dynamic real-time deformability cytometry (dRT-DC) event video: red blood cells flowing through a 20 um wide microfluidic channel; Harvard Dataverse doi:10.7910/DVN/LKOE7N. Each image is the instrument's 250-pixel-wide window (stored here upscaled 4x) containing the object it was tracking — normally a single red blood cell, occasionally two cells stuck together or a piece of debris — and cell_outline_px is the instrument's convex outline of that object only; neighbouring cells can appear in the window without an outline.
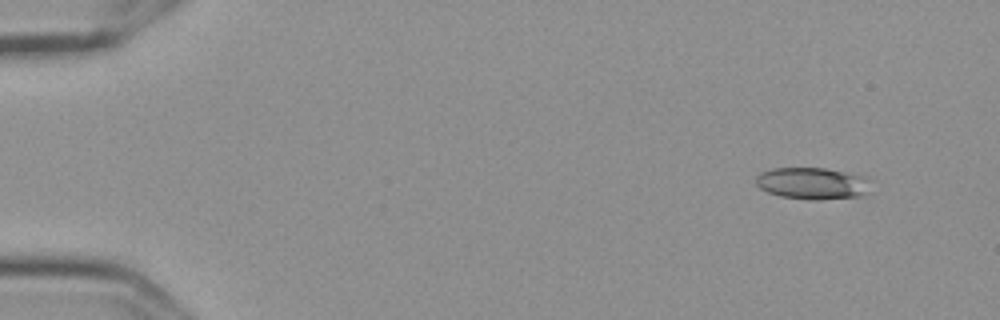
{"species": "Egyptian fruit bat (a non-hibernating species)", "species_latin": "Rousettus aegyptiacus", "temperature_condition": "cold", "stored_images_in_passage": 53, "camera_frame_rate_fps": 3000, "um_per_image_px": 0.085, "frame": {"image": 1, "passage_image": 1, "time_ms": 0.0, "image_size_px": [1000, 320], "cell_outline_px": [[872, 180], [868, 192], [860, 196], [820, 200], [812, 200], [780, 196], [768, 192], [760, 188], [756, 184], [756, 176], [760, 172], [772, 168], [824, 168], [844, 172], [860, 176]], "centroid_in_image_um": [69.05, 15.59], "position_along_channel_um": 16.0, "area_um2": 21.33}}
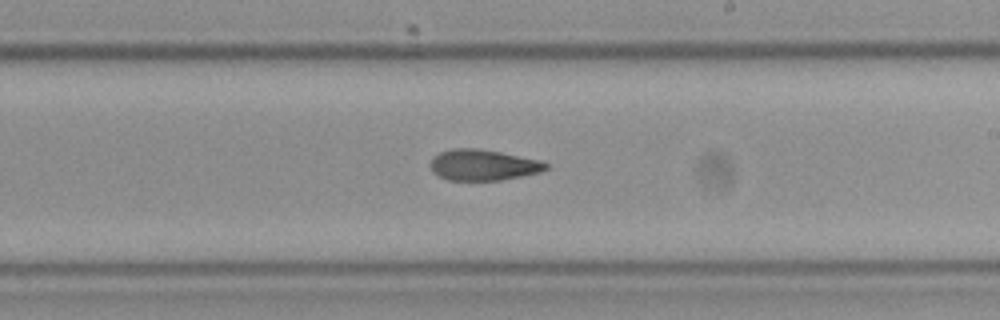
{"frame": {"image": 2, "passage_image": 30, "time_ms": 9.667, "image_size_px": [1000, 320], "cell_outline_px": [[548, 168], [540, 172], [500, 180], [448, 180], [432, 172], [432, 160], [440, 152], [452, 148], [476, 148], [500, 152], [540, 160], [548, 164]], "centroid_in_image_um": [41.08, 14.02], "position_along_channel_um": 247.9, "area_um2": 20.52}}
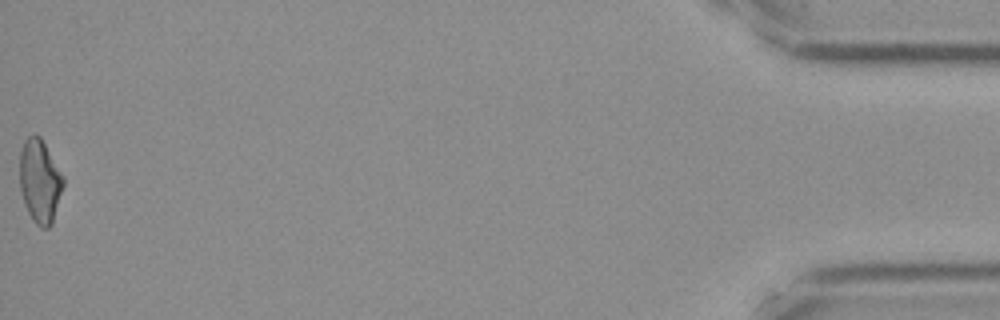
{"frame": {"image": 3, "passage_image": 53, "time_ms": 17.333, "image_size_px": [1000, 320], "cell_outline_px": [[64, 184], [52, 224], [48, 228], [40, 228], [32, 220], [24, 204], [20, 188], [20, 152], [24, 140], [28, 136], [40, 136], [64, 176]], "centroid_in_image_um": [3.39, 15.42], "position_along_channel_um": 431.8, "area_um2": 21.21}, "authors_computed_cell_mechanics": {"area_um2": 21.2704, "velocity_mm_per_s": 3.607, "shape_relaxation_time_tau1_ms": null, "shape_relaxation_time_tau2_ms": 4.4296, "deformation_change_tau1": null, "deformation_change_tau2": 0.1309}}